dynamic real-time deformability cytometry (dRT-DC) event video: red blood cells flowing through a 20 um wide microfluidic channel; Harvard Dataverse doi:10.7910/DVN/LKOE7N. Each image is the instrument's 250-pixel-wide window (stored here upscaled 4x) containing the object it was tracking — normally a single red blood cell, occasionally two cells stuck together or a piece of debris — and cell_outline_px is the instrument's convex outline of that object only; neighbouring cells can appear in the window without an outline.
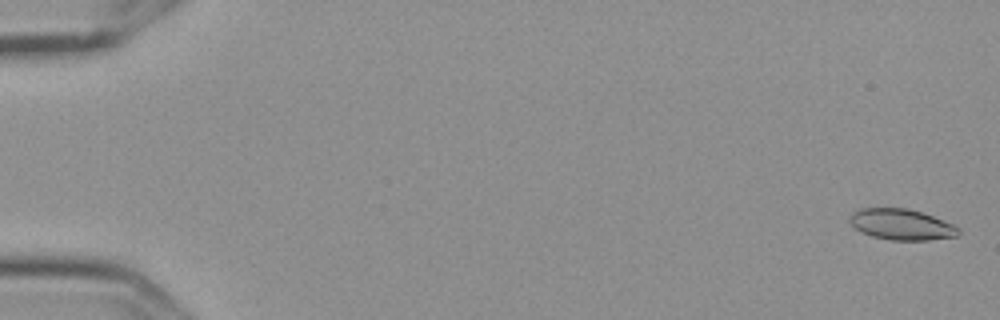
{"species": "Egyptian fruit bat (a non-hibernating species)", "species_latin": "Rousettus aegyptiacus", "temperature_condition": "cold", "stored_images_in_passage": 58, "camera_frame_rate_fps": 3000, "um_per_image_px": 0.085, "frame": {"image": 1, "passage_image": 2, "time_ms": 0.333, "image_size_px": [1000, 320], "cell_outline_px": [[960, 232], [956, 236], [928, 240], [892, 240], [872, 236], [860, 232], [848, 220], [848, 216], [852, 212], [864, 208], [908, 208], [932, 216], [952, 224], [960, 228]], "centroid_in_image_um": [76.6, 19.08], "position_along_channel_um": 8.4, "area_um2": 19.48}}
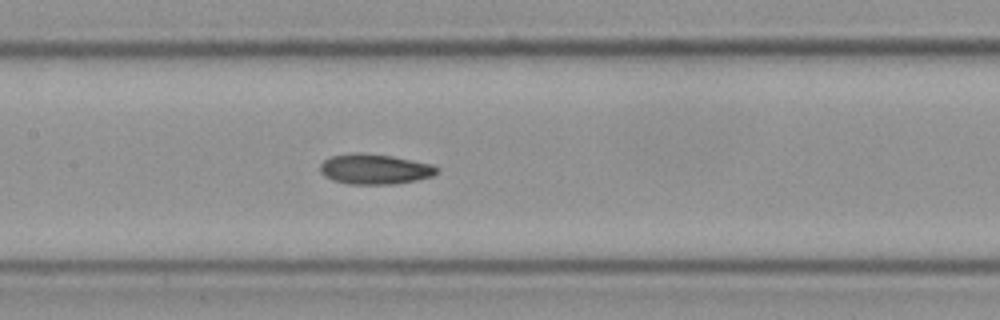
{"frame": {"image": 2, "passage_image": 29, "time_ms": 9.333, "image_size_px": [1000, 320], "cell_outline_px": [[440, 168], [432, 176], [416, 180], [396, 184], [348, 184], [332, 180], [324, 176], [320, 172], [320, 164], [324, 160], [332, 156], [352, 152], [360, 152], [392, 156], [432, 164]], "centroid_in_image_um": [31.83, 14.37], "position_along_channel_um": 175.6, "area_um2": 20.69}}
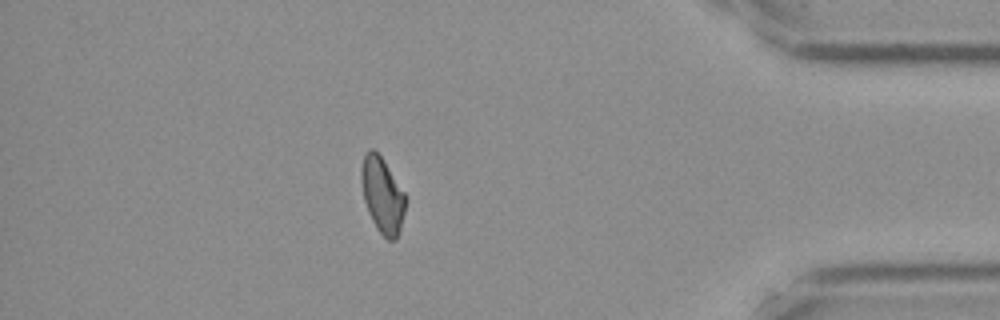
{"frame": {"image": 3, "passage_image": 51, "time_ms": 16.667, "image_size_px": [1000, 320], "cell_outline_px": [[404, 212], [400, 232], [396, 240], [388, 240], [376, 228], [368, 212], [364, 200], [360, 180], [360, 168], [364, 156], [368, 148], [372, 148], [380, 156], [404, 192]], "centroid_in_image_um": [32.47, 16.6], "position_along_channel_um": 402.7, "area_um2": 19.25}, "authors_computed_cell_mechanics": {"area_um2": 19.8254, "velocity_mm_per_s": 3.5964, "shape_relaxation_time_tau1_ms": null, "shape_relaxation_time_tau2_ms": 4.323, "deformation_change_tau1": null, "deformation_change_tau2": 0.0855}}